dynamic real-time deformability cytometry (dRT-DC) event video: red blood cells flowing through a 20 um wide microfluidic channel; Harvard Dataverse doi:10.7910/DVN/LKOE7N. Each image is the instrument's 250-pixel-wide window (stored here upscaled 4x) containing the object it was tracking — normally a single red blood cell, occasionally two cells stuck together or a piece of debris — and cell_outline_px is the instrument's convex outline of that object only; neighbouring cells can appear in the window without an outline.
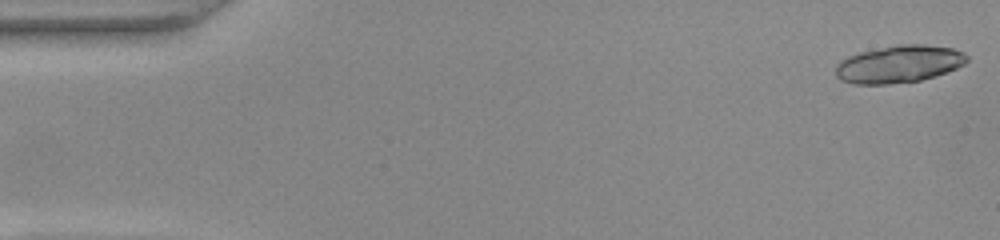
{"species": "common noctule bat (a hibernating species)", "species_latin": "Nyctalus noctula", "temperature_condition": "warm", "stored_images_in_passage": 10, "camera_frame_rate_fps": 3000, "um_per_image_px": 0.085, "animal": {"sex": "female", "body_mass_g": 22.0, "forearm_length_mm": 56.7}, "frame": {"image": 1, "passage_image": 1, "time_ms": 0.0, "image_size_px": [1000, 240], "cell_outline_px": [[968, 60], [964, 64], [948, 72], [920, 80], [888, 84], [852, 84], [840, 80], [836, 76], [836, 64], [840, 60], [848, 56], [860, 52], [900, 44], [924, 44], [952, 48], [964, 52], [968, 56]], "centroid_in_image_um": [76.41, 5.45], "position_along_channel_um": 8.6, "area_um2": 28.67}}